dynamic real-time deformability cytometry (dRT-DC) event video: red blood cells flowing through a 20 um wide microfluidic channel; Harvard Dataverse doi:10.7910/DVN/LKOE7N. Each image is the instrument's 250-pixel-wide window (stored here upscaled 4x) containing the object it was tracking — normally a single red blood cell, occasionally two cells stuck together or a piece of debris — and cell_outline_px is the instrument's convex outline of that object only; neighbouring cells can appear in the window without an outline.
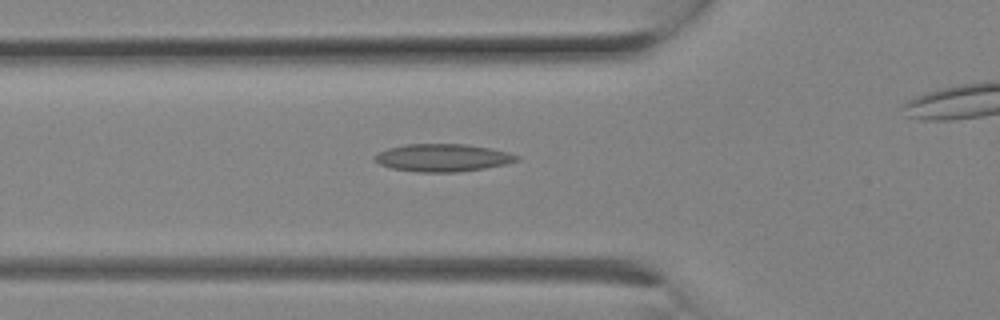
{"species": "Egyptian fruit bat (a non-hibernating species)", "species_latin": "Rousettus aegyptiacus", "temperature_condition": "room temperature", "stored_images_in_passage": 21, "camera_frame_rate_fps": 3000, "um_per_image_px": 0.085, "animal": {"sex": "female"}, "frame": {"image": 1, "passage_image": 9, "time_ms": 2.667, "image_size_px": [1000, 320], "cell_outline_px": [[520, 160], [504, 164], [484, 168], [456, 172], [416, 172], [392, 168], [380, 164], [372, 160], [372, 156], [376, 152], [388, 148], [408, 144], [468, 144], [508, 152], [520, 156]], "centroid_in_image_um": [37.58, 13.4], "position_along_channel_um": 88.2, "area_um2": 22.95}}
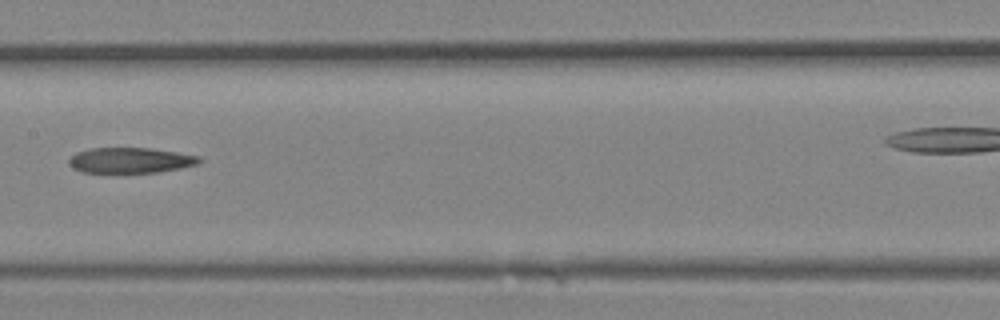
{"frame": {"image": 2, "passage_image": 13, "time_ms": 4.0, "image_size_px": [1000, 320], "cell_outline_px": [[200, 160], [196, 164], [180, 168], [156, 172], [84, 172], [72, 168], [68, 164], [68, 160], [76, 152], [92, 148], [148, 148], [176, 152], [200, 156]], "centroid_in_image_um": [11.04, 13.62], "position_along_channel_um": 196.4, "area_um2": 19.07}}
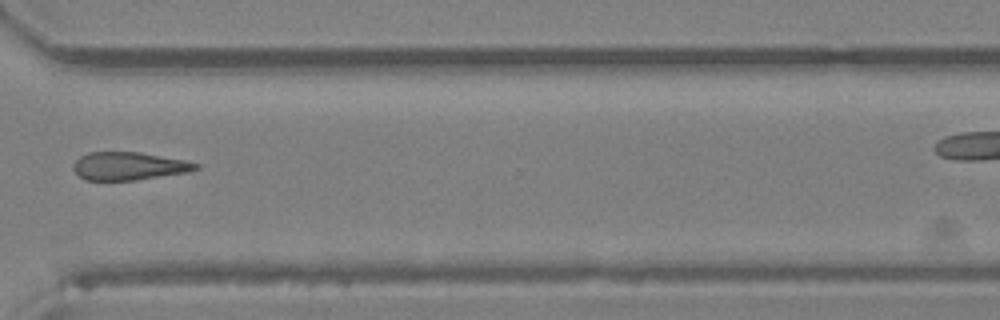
{"frame": {"image": 3, "passage_image": 19, "time_ms": 6.0, "image_size_px": [1000, 320], "cell_outline_px": [[200, 168], [188, 172], [136, 180], [84, 180], [72, 168], [72, 164], [80, 156], [88, 152], [140, 152], [184, 160], [200, 164]], "centroid_in_image_um": [10.94, 14.11], "position_along_channel_um": 359.7, "area_um2": 20.0}}